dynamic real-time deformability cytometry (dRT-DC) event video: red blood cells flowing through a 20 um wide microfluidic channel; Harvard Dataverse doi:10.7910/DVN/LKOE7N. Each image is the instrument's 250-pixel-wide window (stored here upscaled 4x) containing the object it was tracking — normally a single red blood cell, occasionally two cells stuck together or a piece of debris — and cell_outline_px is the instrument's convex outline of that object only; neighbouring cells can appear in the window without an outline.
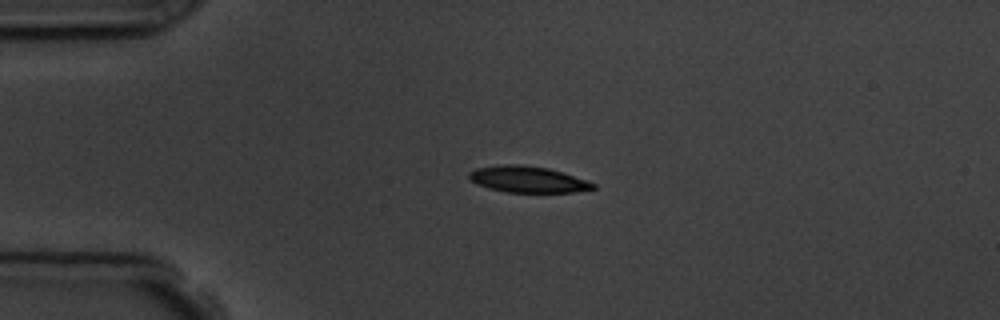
{"species": "common noctule bat (a hibernating species)", "species_latin": "Nyctalus noctula", "temperature_condition": "room temperature", "stored_images_in_passage": 5, "camera_frame_rate_fps": 3000, "um_per_image_px": 0.085, "animal": {"sex": "male", "body_mass_g": 19.5, "forearm_length_mm": 54.6}, "frame": {"image": 1, "passage_image": 3, "time_ms": 2.0, "image_size_px": [1000, 320], "cell_outline_px": [[596, 188], [572, 192], [508, 192], [488, 188], [476, 184], [468, 180], [468, 172], [476, 168], [500, 164], [520, 164], [548, 168], [596, 184]], "centroid_in_image_um": [44.76, 15.24], "position_along_channel_um": 40.2, "area_um2": 18.9}}